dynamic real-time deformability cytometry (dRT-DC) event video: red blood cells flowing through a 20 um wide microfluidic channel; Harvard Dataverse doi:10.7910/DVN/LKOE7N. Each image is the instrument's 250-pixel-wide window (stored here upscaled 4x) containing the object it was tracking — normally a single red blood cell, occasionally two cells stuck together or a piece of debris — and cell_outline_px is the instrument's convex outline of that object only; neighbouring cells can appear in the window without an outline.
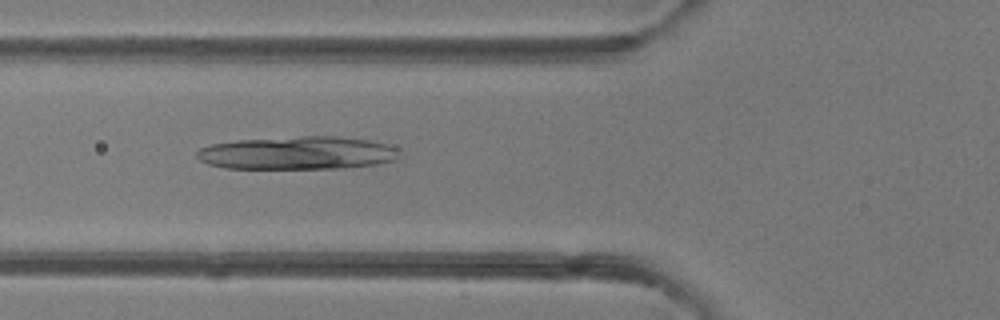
{"species": "common noctule bat (a hibernating species)", "species_latin": "Nyctalus noctula", "temperature_condition": "room temperature", "stored_images_in_passage": 8, "camera_frame_rate_fps": 3000, "um_per_image_px": 0.085, "animal": {"sex": "female"}, "frame": {"image": 1, "passage_image": 5, "time_ms": 4.667, "image_size_px": [1000, 320], "cell_outline_px": [[400, 160], [376, 164], [344, 168], [224, 168], [208, 164], [200, 160], [196, 156], [196, 152], [200, 148], [212, 144], [236, 140], [300, 136], [340, 136], [372, 140], [388, 144], [396, 148], [400, 156]], "centroid_in_image_um": [25.34, 12.99], "position_along_channel_um": 100.5, "area_um2": 39.36}}
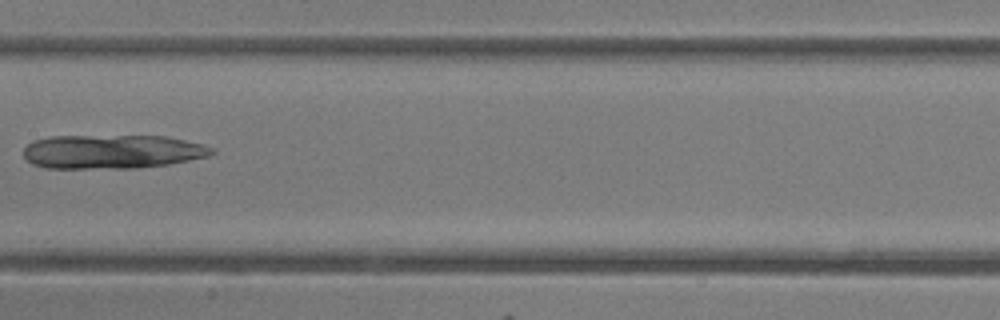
{"frame": {"image": 2, "passage_image": 7, "time_ms": 7.0, "image_size_px": [1000, 320], "cell_outline_px": [[216, 152], [208, 156], [168, 164], [136, 168], [44, 168], [32, 164], [24, 156], [24, 148], [32, 140], [48, 136], [164, 136], [204, 144], [216, 148]], "centroid_in_image_um": [9.52, 12.89], "position_along_channel_um": 197.9, "area_um2": 37.45}}
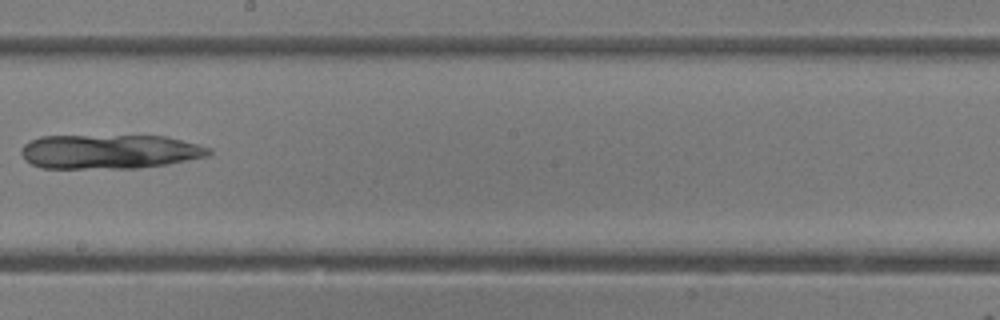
{"frame": {"image": 3, "passage_image": 8, "time_ms": 8.0, "image_size_px": [1000, 320], "cell_outline_px": [[212, 152], [208, 156], [168, 164], [140, 168], [40, 168], [24, 160], [20, 152], [24, 144], [40, 136], [164, 136], [212, 148]], "centroid_in_image_um": [9.29, 12.89], "position_along_channel_um": 238.9, "area_um2": 37.57}}